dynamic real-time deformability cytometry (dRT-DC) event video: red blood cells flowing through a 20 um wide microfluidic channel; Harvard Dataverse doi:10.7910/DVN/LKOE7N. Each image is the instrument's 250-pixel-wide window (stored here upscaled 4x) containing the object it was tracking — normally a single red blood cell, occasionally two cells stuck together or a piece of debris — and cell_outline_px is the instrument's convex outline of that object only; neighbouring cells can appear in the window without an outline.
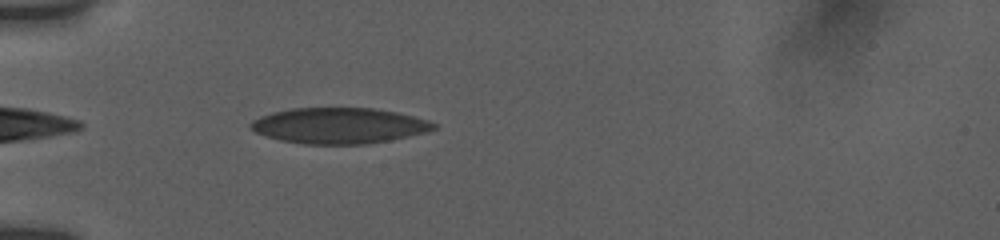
{"species": "human", "species_latin": "Homo sapiens", "temperature_condition": "room temperature", "stored_images_in_passage": 10, "camera_frame_rate_fps": 3000, "um_per_image_px": 0.085, "donor": {"sex": "female"}, "frame": {"image": 1, "passage_image": 3, "time_ms": 1.667, "image_size_px": [1000, 240], "cell_outline_px": [[440, 124], [436, 128], [424, 132], [392, 140], [364, 144], [304, 144], [280, 140], [256, 132], [248, 128], [248, 124], [252, 120], [260, 116], [272, 112], [292, 108], [372, 108], [396, 112], [428, 120]], "centroid_in_image_um": [28.8, 10.68], "position_along_channel_um": 56.2, "area_um2": 38.21}}
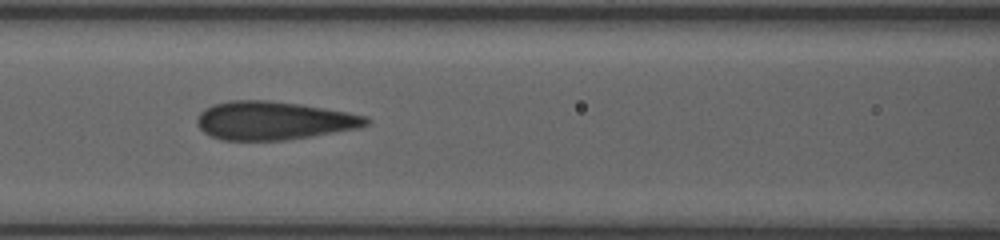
{"frame": {"image": 2, "passage_image": 7, "time_ms": 4.333, "image_size_px": [1000, 240], "cell_outline_px": [[372, 124], [356, 128], [312, 136], [284, 140], [224, 140], [208, 136], [196, 124], [196, 120], [200, 112], [204, 108], [212, 104], [232, 100], [268, 100], [300, 104], [348, 112], [368, 116], [372, 120]], "centroid_in_image_um": [23.25, 10.24], "position_along_channel_um": 143.3, "area_um2": 38.03}}
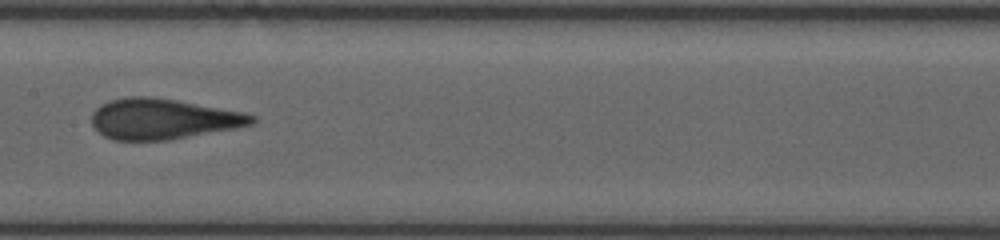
{"frame": {"image": 3, "passage_image": 9, "time_ms": 5.667, "image_size_px": [1000, 240], "cell_outline_px": [[256, 120], [252, 124], [236, 128], [168, 140], [112, 140], [104, 136], [92, 124], [92, 112], [100, 104], [112, 100], [132, 96], [148, 96], [176, 100], [244, 112], [256, 116]], "centroid_in_image_um": [13.85, 10.11], "position_along_channel_um": 193.6, "area_um2": 37.69}}